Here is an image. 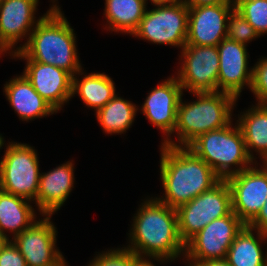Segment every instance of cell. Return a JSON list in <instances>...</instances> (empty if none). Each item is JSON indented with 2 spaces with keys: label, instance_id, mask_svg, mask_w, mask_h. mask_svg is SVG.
Listing matches in <instances>:
<instances>
[{
  "label": "cell",
  "instance_id": "cell-29",
  "mask_svg": "<svg viewBox=\"0 0 267 266\" xmlns=\"http://www.w3.org/2000/svg\"><path fill=\"white\" fill-rule=\"evenodd\" d=\"M251 92L257 104H267V57L259 58L252 66Z\"/></svg>",
  "mask_w": 267,
  "mask_h": 266
},
{
  "label": "cell",
  "instance_id": "cell-24",
  "mask_svg": "<svg viewBox=\"0 0 267 266\" xmlns=\"http://www.w3.org/2000/svg\"><path fill=\"white\" fill-rule=\"evenodd\" d=\"M146 0H105L103 29L132 35L147 9Z\"/></svg>",
  "mask_w": 267,
  "mask_h": 266
},
{
  "label": "cell",
  "instance_id": "cell-14",
  "mask_svg": "<svg viewBox=\"0 0 267 266\" xmlns=\"http://www.w3.org/2000/svg\"><path fill=\"white\" fill-rule=\"evenodd\" d=\"M219 73L218 91L228 93L237 100L245 87L251 88L252 66H248L250 55L247 46L228 38L218 45ZM245 86V87H244Z\"/></svg>",
  "mask_w": 267,
  "mask_h": 266
},
{
  "label": "cell",
  "instance_id": "cell-15",
  "mask_svg": "<svg viewBox=\"0 0 267 266\" xmlns=\"http://www.w3.org/2000/svg\"><path fill=\"white\" fill-rule=\"evenodd\" d=\"M38 2L39 0H4L0 3V41L12 54L27 43L30 33L46 14L35 19ZM23 38L25 42L16 47Z\"/></svg>",
  "mask_w": 267,
  "mask_h": 266
},
{
  "label": "cell",
  "instance_id": "cell-18",
  "mask_svg": "<svg viewBox=\"0 0 267 266\" xmlns=\"http://www.w3.org/2000/svg\"><path fill=\"white\" fill-rule=\"evenodd\" d=\"M74 161L69 160L54 169L40 173L38 194L33 204L39 215H54L65 204L74 188Z\"/></svg>",
  "mask_w": 267,
  "mask_h": 266
},
{
  "label": "cell",
  "instance_id": "cell-36",
  "mask_svg": "<svg viewBox=\"0 0 267 266\" xmlns=\"http://www.w3.org/2000/svg\"><path fill=\"white\" fill-rule=\"evenodd\" d=\"M253 1L255 0H229L233 9H237L240 5L247 3V2H253Z\"/></svg>",
  "mask_w": 267,
  "mask_h": 266
},
{
  "label": "cell",
  "instance_id": "cell-35",
  "mask_svg": "<svg viewBox=\"0 0 267 266\" xmlns=\"http://www.w3.org/2000/svg\"><path fill=\"white\" fill-rule=\"evenodd\" d=\"M153 6L156 5H172V4H178L183 2L184 0H149ZM146 3L148 4V0H146Z\"/></svg>",
  "mask_w": 267,
  "mask_h": 266
},
{
  "label": "cell",
  "instance_id": "cell-30",
  "mask_svg": "<svg viewBox=\"0 0 267 266\" xmlns=\"http://www.w3.org/2000/svg\"><path fill=\"white\" fill-rule=\"evenodd\" d=\"M0 266H27L26 261L12 240L0 250Z\"/></svg>",
  "mask_w": 267,
  "mask_h": 266
},
{
  "label": "cell",
  "instance_id": "cell-22",
  "mask_svg": "<svg viewBox=\"0 0 267 266\" xmlns=\"http://www.w3.org/2000/svg\"><path fill=\"white\" fill-rule=\"evenodd\" d=\"M75 94L79 95L84 105L94 109L96 113L116 95L115 82L104 72L87 74L83 68L73 76L72 98Z\"/></svg>",
  "mask_w": 267,
  "mask_h": 266
},
{
  "label": "cell",
  "instance_id": "cell-38",
  "mask_svg": "<svg viewBox=\"0 0 267 266\" xmlns=\"http://www.w3.org/2000/svg\"><path fill=\"white\" fill-rule=\"evenodd\" d=\"M56 1L58 2V0H51L52 5H51L49 11H61V7H59V5H57L58 3Z\"/></svg>",
  "mask_w": 267,
  "mask_h": 266
},
{
  "label": "cell",
  "instance_id": "cell-33",
  "mask_svg": "<svg viewBox=\"0 0 267 266\" xmlns=\"http://www.w3.org/2000/svg\"><path fill=\"white\" fill-rule=\"evenodd\" d=\"M186 266H230L225 259L211 260L205 262H184Z\"/></svg>",
  "mask_w": 267,
  "mask_h": 266
},
{
  "label": "cell",
  "instance_id": "cell-17",
  "mask_svg": "<svg viewBox=\"0 0 267 266\" xmlns=\"http://www.w3.org/2000/svg\"><path fill=\"white\" fill-rule=\"evenodd\" d=\"M23 75L58 113L72 98L73 75L53 65L25 61Z\"/></svg>",
  "mask_w": 267,
  "mask_h": 266
},
{
  "label": "cell",
  "instance_id": "cell-25",
  "mask_svg": "<svg viewBox=\"0 0 267 266\" xmlns=\"http://www.w3.org/2000/svg\"><path fill=\"white\" fill-rule=\"evenodd\" d=\"M138 105L126 100L117 93L95 115L105 134H124L133 125Z\"/></svg>",
  "mask_w": 267,
  "mask_h": 266
},
{
  "label": "cell",
  "instance_id": "cell-16",
  "mask_svg": "<svg viewBox=\"0 0 267 266\" xmlns=\"http://www.w3.org/2000/svg\"><path fill=\"white\" fill-rule=\"evenodd\" d=\"M233 7L230 2L188 7L186 44L217 46L227 34V21Z\"/></svg>",
  "mask_w": 267,
  "mask_h": 266
},
{
  "label": "cell",
  "instance_id": "cell-2",
  "mask_svg": "<svg viewBox=\"0 0 267 266\" xmlns=\"http://www.w3.org/2000/svg\"><path fill=\"white\" fill-rule=\"evenodd\" d=\"M160 178L164 192L156 198L171 208L188 203L221 178L187 147L161 144Z\"/></svg>",
  "mask_w": 267,
  "mask_h": 266
},
{
  "label": "cell",
  "instance_id": "cell-8",
  "mask_svg": "<svg viewBox=\"0 0 267 266\" xmlns=\"http://www.w3.org/2000/svg\"><path fill=\"white\" fill-rule=\"evenodd\" d=\"M146 9L132 36L152 44L169 45L182 49L188 32V6L183 2L156 5Z\"/></svg>",
  "mask_w": 267,
  "mask_h": 266
},
{
  "label": "cell",
  "instance_id": "cell-12",
  "mask_svg": "<svg viewBox=\"0 0 267 266\" xmlns=\"http://www.w3.org/2000/svg\"><path fill=\"white\" fill-rule=\"evenodd\" d=\"M28 229L12 239L27 266H69L57 247V228L51 215H42Z\"/></svg>",
  "mask_w": 267,
  "mask_h": 266
},
{
  "label": "cell",
  "instance_id": "cell-5",
  "mask_svg": "<svg viewBox=\"0 0 267 266\" xmlns=\"http://www.w3.org/2000/svg\"><path fill=\"white\" fill-rule=\"evenodd\" d=\"M187 148L204 160L221 179L255 164L247 152L240 128L237 123L234 126L233 121L226 127L199 135Z\"/></svg>",
  "mask_w": 267,
  "mask_h": 266
},
{
  "label": "cell",
  "instance_id": "cell-19",
  "mask_svg": "<svg viewBox=\"0 0 267 266\" xmlns=\"http://www.w3.org/2000/svg\"><path fill=\"white\" fill-rule=\"evenodd\" d=\"M3 92L17 116L22 121H32L56 114L54 108L33 88L27 78L21 74L4 84Z\"/></svg>",
  "mask_w": 267,
  "mask_h": 266
},
{
  "label": "cell",
  "instance_id": "cell-9",
  "mask_svg": "<svg viewBox=\"0 0 267 266\" xmlns=\"http://www.w3.org/2000/svg\"><path fill=\"white\" fill-rule=\"evenodd\" d=\"M176 72L182 90L189 93L218 91L219 53L217 46L186 44L180 51Z\"/></svg>",
  "mask_w": 267,
  "mask_h": 266
},
{
  "label": "cell",
  "instance_id": "cell-27",
  "mask_svg": "<svg viewBox=\"0 0 267 266\" xmlns=\"http://www.w3.org/2000/svg\"><path fill=\"white\" fill-rule=\"evenodd\" d=\"M97 253L87 266H135L141 259L125 247L111 248Z\"/></svg>",
  "mask_w": 267,
  "mask_h": 266
},
{
  "label": "cell",
  "instance_id": "cell-28",
  "mask_svg": "<svg viewBox=\"0 0 267 266\" xmlns=\"http://www.w3.org/2000/svg\"><path fill=\"white\" fill-rule=\"evenodd\" d=\"M237 10L253 26L259 36L267 34V0H255L240 5Z\"/></svg>",
  "mask_w": 267,
  "mask_h": 266
},
{
  "label": "cell",
  "instance_id": "cell-20",
  "mask_svg": "<svg viewBox=\"0 0 267 266\" xmlns=\"http://www.w3.org/2000/svg\"><path fill=\"white\" fill-rule=\"evenodd\" d=\"M249 156L257 162L267 163V104H252V107L238 114L236 120Z\"/></svg>",
  "mask_w": 267,
  "mask_h": 266
},
{
  "label": "cell",
  "instance_id": "cell-11",
  "mask_svg": "<svg viewBox=\"0 0 267 266\" xmlns=\"http://www.w3.org/2000/svg\"><path fill=\"white\" fill-rule=\"evenodd\" d=\"M254 165L225 179L231 191L232 211L245 225L256 217L267 200V163Z\"/></svg>",
  "mask_w": 267,
  "mask_h": 266
},
{
  "label": "cell",
  "instance_id": "cell-39",
  "mask_svg": "<svg viewBox=\"0 0 267 266\" xmlns=\"http://www.w3.org/2000/svg\"><path fill=\"white\" fill-rule=\"evenodd\" d=\"M7 241L8 239L0 233V250L6 244Z\"/></svg>",
  "mask_w": 267,
  "mask_h": 266
},
{
  "label": "cell",
  "instance_id": "cell-4",
  "mask_svg": "<svg viewBox=\"0 0 267 266\" xmlns=\"http://www.w3.org/2000/svg\"><path fill=\"white\" fill-rule=\"evenodd\" d=\"M197 99L183 102L177 108L176 126L173 135L177 141H166L165 145L187 147L199 135L226 127L234 119L233 110L237 99L224 92L193 93Z\"/></svg>",
  "mask_w": 267,
  "mask_h": 266
},
{
  "label": "cell",
  "instance_id": "cell-23",
  "mask_svg": "<svg viewBox=\"0 0 267 266\" xmlns=\"http://www.w3.org/2000/svg\"><path fill=\"white\" fill-rule=\"evenodd\" d=\"M32 203L0 189V233L8 240L14 239L37 220ZM6 231L12 233L13 237L8 236Z\"/></svg>",
  "mask_w": 267,
  "mask_h": 266
},
{
  "label": "cell",
  "instance_id": "cell-34",
  "mask_svg": "<svg viewBox=\"0 0 267 266\" xmlns=\"http://www.w3.org/2000/svg\"><path fill=\"white\" fill-rule=\"evenodd\" d=\"M152 260V261H151ZM159 262L160 264L164 263L166 264L167 262H171L165 259H160V258H141L136 264L135 266H156V264H154V262Z\"/></svg>",
  "mask_w": 267,
  "mask_h": 266
},
{
  "label": "cell",
  "instance_id": "cell-37",
  "mask_svg": "<svg viewBox=\"0 0 267 266\" xmlns=\"http://www.w3.org/2000/svg\"><path fill=\"white\" fill-rule=\"evenodd\" d=\"M7 53L10 55V57H12V53L4 46V44L0 41V58H1V55H4Z\"/></svg>",
  "mask_w": 267,
  "mask_h": 266
},
{
  "label": "cell",
  "instance_id": "cell-3",
  "mask_svg": "<svg viewBox=\"0 0 267 266\" xmlns=\"http://www.w3.org/2000/svg\"><path fill=\"white\" fill-rule=\"evenodd\" d=\"M62 11H49L41 18L29 40L12 59L36 61L62 68L73 76L82 70L77 38Z\"/></svg>",
  "mask_w": 267,
  "mask_h": 266
},
{
  "label": "cell",
  "instance_id": "cell-13",
  "mask_svg": "<svg viewBox=\"0 0 267 266\" xmlns=\"http://www.w3.org/2000/svg\"><path fill=\"white\" fill-rule=\"evenodd\" d=\"M144 103L138 110L149 120V122L161 130L166 141H172L177 119V108L180 98L183 97V90L176 76L167 77L151 91H149Z\"/></svg>",
  "mask_w": 267,
  "mask_h": 266
},
{
  "label": "cell",
  "instance_id": "cell-32",
  "mask_svg": "<svg viewBox=\"0 0 267 266\" xmlns=\"http://www.w3.org/2000/svg\"><path fill=\"white\" fill-rule=\"evenodd\" d=\"M227 2H229V0H184V3L188 7H198V6L213 5V4H220Z\"/></svg>",
  "mask_w": 267,
  "mask_h": 266
},
{
  "label": "cell",
  "instance_id": "cell-40",
  "mask_svg": "<svg viewBox=\"0 0 267 266\" xmlns=\"http://www.w3.org/2000/svg\"><path fill=\"white\" fill-rule=\"evenodd\" d=\"M5 142L6 141L4 140V137L2 136V134H0V149L3 148L4 144H6Z\"/></svg>",
  "mask_w": 267,
  "mask_h": 266
},
{
  "label": "cell",
  "instance_id": "cell-31",
  "mask_svg": "<svg viewBox=\"0 0 267 266\" xmlns=\"http://www.w3.org/2000/svg\"><path fill=\"white\" fill-rule=\"evenodd\" d=\"M248 226L254 230L264 232L267 234V200L262 206V209L260 210V212L248 224Z\"/></svg>",
  "mask_w": 267,
  "mask_h": 266
},
{
  "label": "cell",
  "instance_id": "cell-26",
  "mask_svg": "<svg viewBox=\"0 0 267 266\" xmlns=\"http://www.w3.org/2000/svg\"><path fill=\"white\" fill-rule=\"evenodd\" d=\"M258 37L260 36L245 17L237 9H233L227 21L226 38L248 46L247 43Z\"/></svg>",
  "mask_w": 267,
  "mask_h": 266
},
{
  "label": "cell",
  "instance_id": "cell-21",
  "mask_svg": "<svg viewBox=\"0 0 267 266\" xmlns=\"http://www.w3.org/2000/svg\"><path fill=\"white\" fill-rule=\"evenodd\" d=\"M264 243V244H263ZM267 234L245 225L227 251L225 260L230 266H266Z\"/></svg>",
  "mask_w": 267,
  "mask_h": 266
},
{
  "label": "cell",
  "instance_id": "cell-7",
  "mask_svg": "<svg viewBox=\"0 0 267 266\" xmlns=\"http://www.w3.org/2000/svg\"><path fill=\"white\" fill-rule=\"evenodd\" d=\"M178 232L186 244L213 220L232 212L231 191L225 179L177 209Z\"/></svg>",
  "mask_w": 267,
  "mask_h": 266
},
{
  "label": "cell",
  "instance_id": "cell-6",
  "mask_svg": "<svg viewBox=\"0 0 267 266\" xmlns=\"http://www.w3.org/2000/svg\"><path fill=\"white\" fill-rule=\"evenodd\" d=\"M5 147L0 159V189L34 202L40 179L37 150L14 141H8Z\"/></svg>",
  "mask_w": 267,
  "mask_h": 266
},
{
  "label": "cell",
  "instance_id": "cell-1",
  "mask_svg": "<svg viewBox=\"0 0 267 266\" xmlns=\"http://www.w3.org/2000/svg\"><path fill=\"white\" fill-rule=\"evenodd\" d=\"M142 201L127 233L129 244L124 247L140 258L174 262L183 257V260L185 244L179 236L176 209L159 201L156 196Z\"/></svg>",
  "mask_w": 267,
  "mask_h": 266
},
{
  "label": "cell",
  "instance_id": "cell-10",
  "mask_svg": "<svg viewBox=\"0 0 267 266\" xmlns=\"http://www.w3.org/2000/svg\"><path fill=\"white\" fill-rule=\"evenodd\" d=\"M245 224L232 211L206 225L185 244V262L223 260Z\"/></svg>",
  "mask_w": 267,
  "mask_h": 266
}]
</instances>
